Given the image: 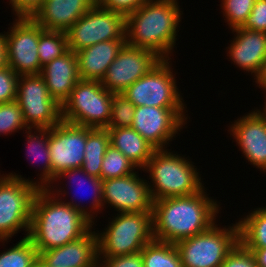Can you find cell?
<instances>
[{
  "instance_id": "cell-1",
  "label": "cell",
  "mask_w": 266,
  "mask_h": 267,
  "mask_svg": "<svg viewBox=\"0 0 266 267\" xmlns=\"http://www.w3.org/2000/svg\"><path fill=\"white\" fill-rule=\"evenodd\" d=\"M56 186L40 188L33 201L28 238L38 252L75 241L93 228L84 214L63 202L69 190Z\"/></svg>"
},
{
  "instance_id": "cell-2",
  "label": "cell",
  "mask_w": 266,
  "mask_h": 267,
  "mask_svg": "<svg viewBox=\"0 0 266 267\" xmlns=\"http://www.w3.org/2000/svg\"><path fill=\"white\" fill-rule=\"evenodd\" d=\"M205 189L189 196L153 201L154 239L176 244L206 231L216 223L221 204L209 197Z\"/></svg>"
},
{
  "instance_id": "cell-3",
  "label": "cell",
  "mask_w": 266,
  "mask_h": 267,
  "mask_svg": "<svg viewBox=\"0 0 266 267\" xmlns=\"http://www.w3.org/2000/svg\"><path fill=\"white\" fill-rule=\"evenodd\" d=\"M178 0H148L126 15V43L171 59L183 11ZM182 13V14H181Z\"/></svg>"
},
{
  "instance_id": "cell-4",
  "label": "cell",
  "mask_w": 266,
  "mask_h": 267,
  "mask_svg": "<svg viewBox=\"0 0 266 267\" xmlns=\"http://www.w3.org/2000/svg\"><path fill=\"white\" fill-rule=\"evenodd\" d=\"M176 154L168 149L155 150L143 169V172L149 173L151 179L148 185L153 201L189 196L205 187L194 162L184 155Z\"/></svg>"
},
{
  "instance_id": "cell-5",
  "label": "cell",
  "mask_w": 266,
  "mask_h": 267,
  "mask_svg": "<svg viewBox=\"0 0 266 267\" xmlns=\"http://www.w3.org/2000/svg\"><path fill=\"white\" fill-rule=\"evenodd\" d=\"M112 217L103 232H96L99 259L140 252L154 239L152 211L117 213Z\"/></svg>"
},
{
  "instance_id": "cell-6",
  "label": "cell",
  "mask_w": 266,
  "mask_h": 267,
  "mask_svg": "<svg viewBox=\"0 0 266 267\" xmlns=\"http://www.w3.org/2000/svg\"><path fill=\"white\" fill-rule=\"evenodd\" d=\"M39 187L17 173H0V242L5 245L19 231L28 237L33 201ZM5 241V242H4Z\"/></svg>"
},
{
  "instance_id": "cell-7",
  "label": "cell",
  "mask_w": 266,
  "mask_h": 267,
  "mask_svg": "<svg viewBox=\"0 0 266 267\" xmlns=\"http://www.w3.org/2000/svg\"><path fill=\"white\" fill-rule=\"evenodd\" d=\"M231 225L222 228L214 223L206 231L178 241L175 246L183 267H221L239 242L238 222Z\"/></svg>"
},
{
  "instance_id": "cell-8",
  "label": "cell",
  "mask_w": 266,
  "mask_h": 267,
  "mask_svg": "<svg viewBox=\"0 0 266 267\" xmlns=\"http://www.w3.org/2000/svg\"><path fill=\"white\" fill-rule=\"evenodd\" d=\"M113 94L100 81L80 79L61 106L62 120L79 126L106 129L111 117Z\"/></svg>"
},
{
  "instance_id": "cell-9",
  "label": "cell",
  "mask_w": 266,
  "mask_h": 267,
  "mask_svg": "<svg viewBox=\"0 0 266 267\" xmlns=\"http://www.w3.org/2000/svg\"><path fill=\"white\" fill-rule=\"evenodd\" d=\"M126 16L97 3L67 31L69 50L80 51L102 41L126 40Z\"/></svg>"
},
{
  "instance_id": "cell-10",
  "label": "cell",
  "mask_w": 266,
  "mask_h": 267,
  "mask_svg": "<svg viewBox=\"0 0 266 267\" xmlns=\"http://www.w3.org/2000/svg\"><path fill=\"white\" fill-rule=\"evenodd\" d=\"M172 59H162L146 75L122 93L135 107H186L171 68ZM171 63V64H170Z\"/></svg>"
},
{
  "instance_id": "cell-11",
  "label": "cell",
  "mask_w": 266,
  "mask_h": 267,
  "mask_svg": "<svg viewBox=\"0 0 266 267\" xmlns=\"http://www.w3.org/2000/svg\"><path fill=\"white\" fill-rule=\"evenodd\" d=\"M28 128L49 129L61 120V105L49 94L40 74L19 76L17 99Z\"/></svg>"
},
{
  "instance_id": "cell-12",
  "label": "cell",
  "mask_w": 266,
  "mask_h": 267,
  "mask_svg": "<svg viewBox=\"0 0 266 267\" xmlns=\"http://www.w3.org/2000/svg\"><path fill=\"white\" fill-rule=\"evenodd\" d=\"M5 32L6 64L19 76L40 74L39 24L31 17L14 18Z\"/></svg>"
},
{
  "instance_id": "cell-13",
  "label": "cell",
  "mask_w": 266,
  "mask_h": 267,
  "mask_svg": "<svg viewBox=\"0 0 266 267\" xmlns=\"http://www.w3.org/2000/svg\"><path fill=\"white\" fill-rule=\"evenodd\" d=\"M187 107H135L131 125L156 150L166 149L187 124ZM186 111V112H185Z\"/></svg>"
},
{
  "instance_id": "cell-14",
  "label": "cell",
  "mask_w": 266,
  "mask_h": 267,
  "mask_svg": "<svg viewBox=\"0 0 266 267\" xmlns=\"http://www.w3.org/2000/svg\"><path fill=\"white\" fill-rule=\"evenodd\" d=\"M87 140V127L61 120L50 128L49 154L52 184L57 176L68 169L81 168Z\"/></svg>"
},
{
  "instance_id": "cell-15",
  "label": "cell",
  "mask_w": 266,
  "mask_h": 267,
  "mask_svg": "<svg viewBox=\"0 0 266 267\" xmlns=\"http://www.w3.org/2000/svg\"><path fill=\"white\" fill-rule=\"evenodd\" d=\"M161 60L152 51L130 46L126 43L115 60L109 65L101 84L110 92L122 93L136 80L146 75Z\"/></svg>"
},
{
  "instance_id": "cell-16",
  "label": "cell",
  "mask_w": 266,
  "mask_h": 267,
  "mask_svg": "<svg viewBox=\"0 0 266 267\" xmlns=\"http://www.w3.org/2000/svg\"><path fill=\"white\" fill-rule=\"evenodd\" d=\"M148 180L134 173L102 180L103 207L110 206L118 213L152 211L153 200Z\"/></svg>"
},
{
  "instance_id": "cell-17",
  "label": "cell",
  "mask_w": 266,
  "mask_h": 267,
  "mask_svg": "<svg viewBox=\"0 0 266 267\" xmlns=\"http://www.w3.org/2000/svg\"><path fill=\"white\" fill-rule=\"evenodd\" d=\"M228 127L230 136L234 138L249 164L265 173L266 124L262 118L254 110L234 120Z\"/></svg>"
},
{
  "instance_id": "cell-18",
  "label": "cell",
  "mask_w": 266,
  "mask_h": 267,
  "mask_svg": "<svg viewBox=\"0 0 266 267\" xmlns=\"http://www.w3.org/2000/svg\"><path fill=\"white\" fill-rule=\"evenodd\" d=\"M233 40L227 49V57L236 67L258 78L266 63V32L236 27L231 29ZM229 53V54H228Z\"/></svg>"
},
{
  "instance_id": "cell-19",
  "label": "cell",
  "mask_w": 266,
  "mask_h": 267,
  "mask_svg": "<svg viewBox=\"0 0 266 267\" xmlns=\"http://www.w3.org/2000/svg\"><path fill=\"white\" fill-rule=\"evenodd\" d=\"M81 238L38 252L49 267H99L98 238L93 226Z\"/></svg>"
},
{
  "instance_id": "cell-20",
  "label": "cell",
  "mask_w": 266,
  "mask_h": 267,
  "mask_svg": "<svg viewBox=\"0 0 266 267\" xmlns=\"http://www.w3.org/2000/svg\"><path fill=\"white\" fill-rule=\"evenodd\" d=\"M96 0H43L31 18L45 30L66 32Z\"/></svg>"
},
{
  "instance_id": "cell-21",
  "label": "cell",
  "mask_w": 266,
  "mask_h": 267,
  "mask_svg": "<svg viewBox=\"0 0 266 267\" xmlns=\"http://www.w3.org/2000/svg\"><path fill=\"white\" fill-rule=\"evenodd\" d=\"M40 75L45 81L50 96L62 106L80 80L76 52L69 50L63 56L47 63L42 67Z\"/></svg>"
},
{
  "instance_id": "cell-22",
  "label": "cell",
  "mask_w": 266,
  "mask_h": 267,
  "mask_svg": "<svg viewBox=\"0 0 266 267\" xmlns=\"http://www.w3.org/2000/svg\"><path fill=\"white\" fill-rule=\"evenodd\" d=\"M126 40L102 41L76 52L81 80L100 81Z\"/></svg>"
},
{
  "instance_id": "cell-23",
  "label": "cell",
  "mask_w": 266,
  "mask_h": 267,
  "mask_svg": "<svg viewBox=\"0 0 266 267\" xmlns=\"http://www.w3.org/2000/svg\"><path fill=\"white\" fill-rule=\"evenodd\" d=\"M106 129L110 134V145L143 170L156 149L131 127Z\"/></svg>"
},
{
  "instance_id": "cell-24",
  "label": "cell",
  "mask_w": 266,
  "mask_h": 267,
  "mask_svg": "<svg viewBox=\"0 0 266 267\" xmlns=\"http://www.w3.org/2000/svg\"><path fill=\"white\" fill-rule=\"evenodd\" d=\"M62 178H63V180L68 178L69 179L68 183L69 182L72 183V184L76 183L75 184L76 185V188H78L77 185H79V188H81L83 186L84 189H85L86 186H84V184L87 185V183H88V186L91 188L90 189V193L92 195L91 196L92 202L89 205L90 208H88L87 205H86V207L85 206H82V203H80V201L77 203V200L76 201L74 200L76 198V197L74 198V196L76 195V192L75 193L74 192L72 193V194H74V196L72 197V199H70L71 201L66 202L67 199H65V201H63V202L64 203H67L68 205H70L73 208H75L78 211H80L94 225L95 224L94 223L95 222L94 219L97 217V213H99V211L101 213V211L104 209V207H103V194H102V180L100 178H96V177L90 176L82 168L68 169L67 171L62 172L59 176L56 177V179L54 181L55 182L54 185H56L57 183L59 184V181H60V184L62 183L61 185H64L63 184V181L61 182ZM87 189H86V191H87ZM84 191L85 190H83L82 192H84ZM87 192H89V191H87Z\"/></svg>"
},
{
  "instance_id": "cell-25",
  "label": "cell",
  "mask_w": 266,
  "mask_h": 267,
  "mask_svg": "<svg viewBox=\"0 0 266 267\" xmlns=\"http://www.w3.org/2000/svg\"><path fill=\"white\" fill-rule=\"evenodd\" d=\"M28 128L25 130L27 140V153L29 155L27 157H32L34 160L31 162L35 164L36 162L41 166H39V170L41 171L38 181H35V184L39 188H48L52 184V171H51V161L49 154V136H50V128ZM34 132V133H33ZM29 160V159H28ZM40 165V164H39ZM41 167V168H40ZM43 169V170H42Z\"/></svg>"
},
{
  "instance_id": "cell-26",
  "label": "cell",
  "mask_w": 266,
  "mask_h": 267,
  "mask_svg": "<svg viewBox=\"0 0 266 267\" xmlns=\"http://www.w3.org/2000/svg\"><path fill=\"white\" fill-rule=\"evenodd\" d=\"M110 146L107 129L87 127V140L82 169L90 176L100 178L103 157Z\"/></svg>"
},
{
  "instance_id": "cell-27",
  "label": "cell",
  "mask_w": 266,
  "mask_h": 267,
  "mask_svg": "<svg viewBox=\"0 0 266 267\" xmlns=\"http://www.w3.org/2000/svg\"><path fill=\"white\" fill-rule=\"evenodd\" d=\"M238 220L239 241L246 248L266 247V206L255 208Z\"/></svg>"
},
{
  "instance_id": "cell-28",
  "label": "cell",
  "mask_w": 266,
  "mask_h": 267,
  "mask_svg": "<svg viewBox=\"0 0 266 267\" xmlns=\"http://www.w3.org/2000/svg\"><path fill=\"white\" fill-rule=\"evenodd\" d=\"M140 252L144 267H183L173 243L153 239Z\"/></svg>"
},
{
  "instance_id": "cell-29",
  "label": "cell",
  "mask_w": 266,
  "mask_h": 267,
  "mask_svg": "<svg viewBox=\"0 0 266 267\" xmlns=\"http://www.w3.org/2000/svg\"><path fill=\"white\" fill-rule=\"evenodd\" d=\"M38 56L43 67L69 51L67 34L64 31L45 30L39 25Z\"/></svg>"
},
{
  "instance_id": "cell-30",
  "label": "cell",
  "mask_w": 266,
  "mask_h": 267,
  "mask_svg": "<svg viewBox=\"0 0 266 267\" xmlns=\"http://www.w3.org/2000/svg\"><path fill=\"white\" fill-rule=\"evenodd\" d=\"M39 257L38 251L28 237L0 252V267H31Z\"/></svg>"
},
{
  "instance_id": "cell-31",
  "label": "cell",
  "mask_w": 266,
  "mask_h": 267,
  "mask_svg": "<svg viewBox=\"0 0 266 267\" xmlns=\"http://www.w3.org/2000/svg\"><path fill=\"white\" fill-rule=\"evenodd\" d=\"M139 170L123 153L110 145L103 157L100 179L107 180L130 175Z\"/></svg>"
},
{
  "instance_id": "cell-32",
  "label": "cell",
  "mask_w": 266,
  "mask_h": 267,
  "mask_svg": "<svg viewBox=\"0 0 266 267\" xmlns=\"http://www.w3.org/2000/svg\"><path fill=\"white\" fill-rule=\"evenodd\" d=\"M135 105L123 93H114L111 103V117L107 128L131 127Z\"/></svg>"
},
{
  "instance_id": "cell-33",
  "label": "cell",
  "mask_w": 266,
  "mask_h": 267,
  "mask_svg": "<svg viewBox=\"0 0 266 267\" xmlns=\"http://www.w3.org/2000/svg\"><path fill=\"white\" fill-rule=\"evenodd\" d=\"M28 129L18 102L0 104V136Z\"/></svg>"
},
{
  "instance_id": "cell-34",
  "label": "cell",
  "mask_w": 266,
  "mask_h": 267,
  "mask_svg": "<svg viewBox=\"0 0 266 267\" xmlns=\"http://www.w3.org/2000/svg\"><path fill=\"white\" fill-rule=\"evenodd\" d=\"M256 0H221L224 21L230 30L241 27L250 15Z\"/></svg>"
},
{
  "instance_id": "cell-35",
  "label": "cell",
  "mask_w": 266,
  "mask_h": 267,
  "mask_svg": "<svg viewBox=\"0 0 266 267\" xmlns=\"http://www.w3.org/2000/svg\"><path fill=\"white\" fill-rule=\"evenodd\" d=\"M19 75L7 64L0 68V104L17 99Z\"/></svg>"
},
{
  "instance_id": "cell-36",
  "label": "cell",
  "mask_w": 266,
  "mask_h": 267,
  "mask_svg": "<svg viewBox=\"0 0 266 267\" xmlns=\"http://www.w3.org/2000/svg\"><path fill=\"white\" fill-rule=\"evenodd\" d=\"M221 267H257V265L251 250L239 241L228 253Z\"/></svg>"
},
{
  "instance_id": "cell-37",
  "label": "cell",
  "mask_w": 266,
  "mask_h": 267,
  "mask_svg": "<svg viewBox=\"0 0 266 267\" xmlns=\"http://www.w3.org/2000/svg\"><path fill=\"white\" fill-rule=\"evenodd\" d=\"M243 29L266 32V0H256L250 15L247 17Z\"/></svg>"
},
{
  "instance_id": "cell-38",
  "label": "cell",
  "mask_w": 266,
  "mask_h": 267,
  "mask_svg": "<svg viewBox=\"0 0 266 267\" xmlns=\"http://www.w3.org/2000/svg\"><path fill=\"white\" fill-rule=\"evenodd\" d=\"M99 267H144L141 252L99 259Z\"/></svg>"
},
{
  "instance_id": "cell-39",
  "label": "cell",
  "mask_w": 266,
  "mask_h": 267,
  "mask_svg": "<svg viewBox=\"0 0 266 267\" xmlns=\"http://www.w3.org/2000/svg\"><path fill=\"white\" fill-rule=\"evenodd\" d=\"M148 0H96V3L106 9L119 12L123 15L137 10L142 4Z\"/></svg>"
},
{
  "instance_id": "cell-40",
  "label": "cell",
  "mask_w": 266,
  "mask_h": 267,
  "mask_svg": "<svg viewBox=\"0 0 266 267\" xmlns=\"http://www.w3.org/2000/svg\"><path fill=\"white\" fill-rule=\"evenodd\" d=\"M42 2L43 0H10L9 5L11 4L15 17H31Z\"/></svg>"
},
{
  "instance_id": "cell-41",
  "label": "cell",
  "mask_w": 266,
  "mask_h": 267,
  "mask_svg": "<svg viewBox=\"0 0 266 267\" xmlns=\"http://www.w3.org/2000/svg\"><path fill=\"white\" fill-rule=\"evenodd\" d=\"M251 250L257 267H266V247L265 248H247Z\"/></svg>"
},
{
  "instance_id": "cell-42",
  "label": "cell",
  "mask_w": 266,
  "mask_h": 267,
  "mask_svg": "<svg viewBox=\"0 0 266 267\" xmlns=\"http://www.w3.org/2000/svg\"><path fill=\"white\" fill-rule=\"evenodd\" d=\"M6 65L5 34L0 33V68Z\"/></svg>"
},
{
  "instance_id": "cell-43",
  "label": "cell",
  "mask_w": 266,
  "mask_h": 267,
  "mask_svg": "<svg viewBox=\"0 0 266 267\" xmlns=\"http://www.w3.org/2000/svg\"><path fill=\"white\" fill-rule=\"evenodd\" d=\"M253 82H255L259 88L261 87L263 91L266 93V63L263 66L261 74Z\"/></svg>"
},
{
  "instance_id": "cell-44",
  "label": "cell",
  "mask_w": 266,
  "mask_h": 267,
  "mask_svg": "<svg viewBox=\"0 0 266 267\" xmlns=\"http://www.w3.org/2000/svg\"><path fill=\"white\" fill-rule=\"evenodd\" d=\"M266 95V94H265ZM265 97V102H264V107L262 110L260 109H254L256 111V113L262 118V120L265 122L266 124V96ZM263 111V112H262Z\"/></svg>"
},
{
  "instance_id": "cell-45",
  "label": "cell",
  "mask_w": 266,
  "mask_h": 267,
  "mask_svg": "<svg viewBox=\"0 0 266 267\" xmlns=\"http://www.w3.org/2000/svg\"><path fill=\"white\" fill-rule=\"evenodd\" d=\"M31 267H49L40 257H38Z\"/></svg>"
}]
</instances>
